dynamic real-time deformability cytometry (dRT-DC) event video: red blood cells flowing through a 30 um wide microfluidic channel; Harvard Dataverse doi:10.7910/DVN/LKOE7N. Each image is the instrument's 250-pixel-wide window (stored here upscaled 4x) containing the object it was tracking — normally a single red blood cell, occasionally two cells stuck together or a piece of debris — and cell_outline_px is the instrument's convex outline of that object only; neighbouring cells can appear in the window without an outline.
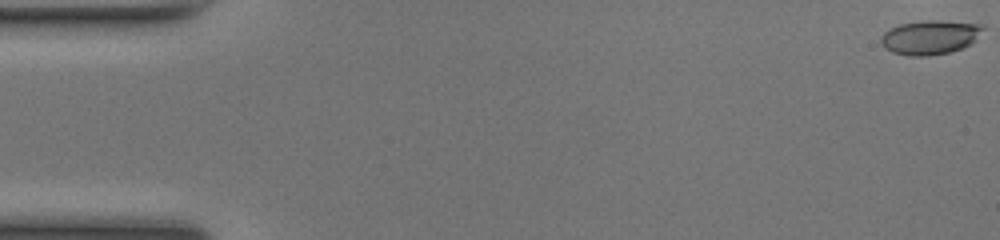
{"species": "common noctule bat (a hibernating species)", "species_latin": "Nyctalus noctula", "temperature_condition": "room temperature", "stored_images_in_passage": 8, "camera_frame_rate_fps": 3000, "um_per_image_px": 0.085, "animal": {"sex": "female", "body_mass_g": 17.0, "forearm_length_mm": 48.0}, "frame": {"image": 1, "passage_image": 1, "time_ms": 0.0, "image_size_px": [1000, 240], "cell_outline_px": [[984, 28], [968, 44], [960, 48], [948, 52], [928, 56], [908, 56], [892, 52], [884, 48], [880, 40], [880, 36], [884, 32], [900, 24], [928, 20], [932, 20], [984, 24]], "centroid_in_image_um": [78.99, 3.17], "position_along_channel_um": 6.0, "area_um2": 19.94}}